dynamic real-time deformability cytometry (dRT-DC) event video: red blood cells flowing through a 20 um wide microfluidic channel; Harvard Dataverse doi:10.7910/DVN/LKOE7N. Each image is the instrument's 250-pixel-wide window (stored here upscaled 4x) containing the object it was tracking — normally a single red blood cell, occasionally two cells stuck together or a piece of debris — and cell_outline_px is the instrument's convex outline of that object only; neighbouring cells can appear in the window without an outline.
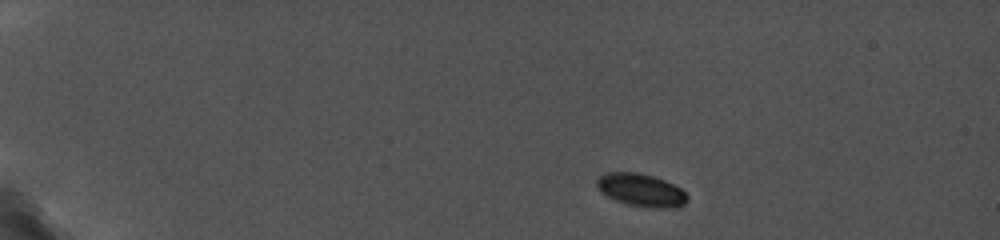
{"species": "common noctule bat (a hibernating species)", "species_latin": "Nyctalus noctula", "temperature_condition": "cold", "stored_images_in_passage": 22, "camera_frame_rate_fps": 5000, "um_per_image_px": 0.085, "animal": {"sex": "female", "body_mass_g": 19.0, "forearm_length_mm": 56.7}, "frame": {"image": 1, "passage_image": 1, "time_ms": 0.0, "image_size_px": [1000, 240], "cell_outline_px": [[688, 200], [684, 204], [676, 208], [644, 208], [628, 204], [616, 200], [600, 192], [596, 184], [596, 180], [604, 172], [640, 172], [664, 180], [680, 188], [688, 196]], "centroid_in_image_um": [54.49, 16.16], "position_along_channel_um": 30.5, "area_um2": 17.46}}
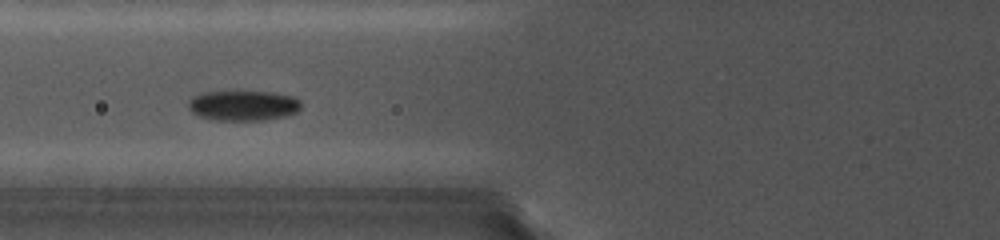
{"frame": {"image": 2, "passage_image": 11, "time_ms": 4.8, "image_size_px": [1000, 240], "cell_outline_px": [[300, 108], [296, 112], [288, 116], [264, 120], [216, 120], [200, 116], [192, 112], [188, 108], [188, 100], [192, 96], [204, 92], [276, 92], [292, 96], [300, 100]], "centroid_in_image_um": [20.68, 8.97], "position_along_channel_um": 105.1, "area_um2": 19.88}}
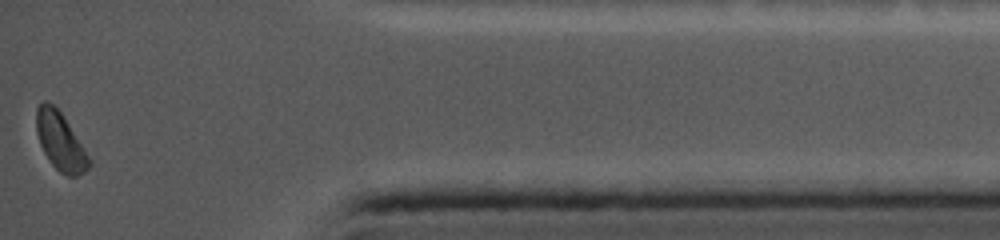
{"frame": {"image": 3, "passage_image": 22, "time_ms": 14.0, "image_size_px": [1000, 240], "cell_outline_px": [[92, 164], [84, 172], [76, 176], [68, 176], [60, 172], [52, 164], [44, 152], [40, 144], [36, 132], [36, 108], [44, 100], [48, 100], [60, 112], [92, 160]], "centroid_in_image_um": [5.13, 12.02], "position_along_channel_um": 430.1, "area_um2": 17.57}, "authors_computed_cell_mechanics": {"area_um2": 18.5538, "velocity_mm_per_s": 3.734, "shape_relaxation_time_tau1_ms": 0.9887, "shape_relaxation_time_tau2_ms": null, "deformation_change_tau1": 0.0695, "deformation_change_tau2": null}}